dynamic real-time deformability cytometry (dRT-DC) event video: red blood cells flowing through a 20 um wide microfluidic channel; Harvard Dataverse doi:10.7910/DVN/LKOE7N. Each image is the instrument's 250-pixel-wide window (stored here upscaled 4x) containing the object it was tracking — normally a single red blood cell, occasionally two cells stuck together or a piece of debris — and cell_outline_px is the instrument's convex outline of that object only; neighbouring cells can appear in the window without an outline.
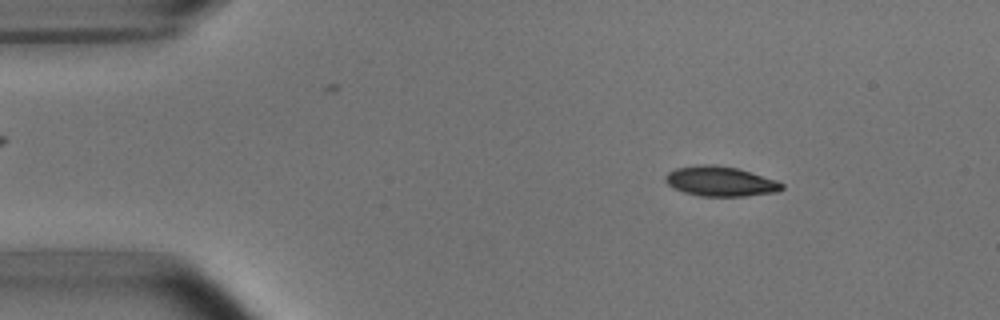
{"species": "common noctule bat (a hibernating species)", "species_latin": "Nyctalus noctula", "temperature_condition": "room temperature", "stored_images_in_passage": 52, "camera_frame_rate_fps": 3000, "um_per_image_px": 0.085, "animal": {"sex": "male", "body_mass_g": 15.6}, "frame": {"image": 1, "passage_image": 7, "time_ms": 2.0, "image_size_px": [1000, 320], "cell_outline_px": [[784, 188], [776, 192], [744, 196], [700, 196], [684, 192], [672, 188], [664, 180], [664, 176], [668, 172], [676, 168], [700, 164], [712, 164], [736, 168], [776, 180], [784, 184]], "centroid_in_image_um": [61.19, 15.41], "position_along_channel_um": 23.8, "area_um2": 20.23}}
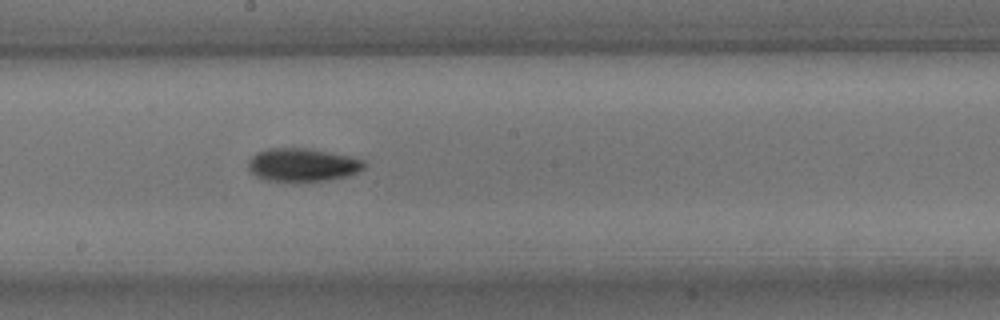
{"frame": {"image": 2, "passage_image": 28, "time_ms": 9.0, "image_size_px": [1000, 320], "cell_outline_px": [[364, 168], [348, 176], [328, 180], [264, 180], [256, 176], [248, 168], [248, 160], [256, 152], [268, 148], [308, 148], [348, 156], [364, 160]], "centroid_in_image_um": [25.68, 13.99], "position_along_channel_um": 222.5, "area_um2": 22.08}}
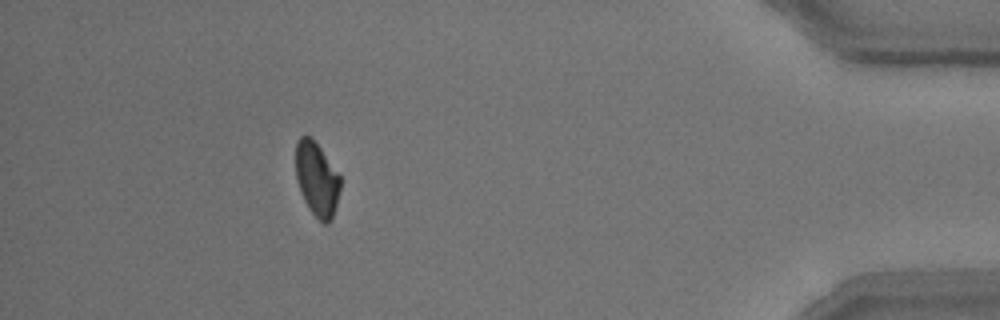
{"frame": {"image": 3, "passage_image": 47, "time_ms": 15.333, "image_size_px": [1000, 320], "cell_outline_px": [[340, 188], [336, 204], [332, 216], [328, 224], [324, 224], [308, 208], [304, 200], [296, 180], [296, 140], [300, 136], [308, 136], [320, 148], [340, 176]], "centroid_in_image_um": [26.91, 15.23], "position_along_channel_um": 408.3, "area_um2": 18.84}, "authors_computed_cell_mechanics": {"area_um2": 20.6635, "velocity_mm_per_s": 3.7889, "shape_relaxation_time_tau1_ms": 2.7052, "shape_relaxation_time_tau2_ms": 10.8662, "deformation_change_tau1": 0.1115, "deformation_change_tau2": 0.1386}}